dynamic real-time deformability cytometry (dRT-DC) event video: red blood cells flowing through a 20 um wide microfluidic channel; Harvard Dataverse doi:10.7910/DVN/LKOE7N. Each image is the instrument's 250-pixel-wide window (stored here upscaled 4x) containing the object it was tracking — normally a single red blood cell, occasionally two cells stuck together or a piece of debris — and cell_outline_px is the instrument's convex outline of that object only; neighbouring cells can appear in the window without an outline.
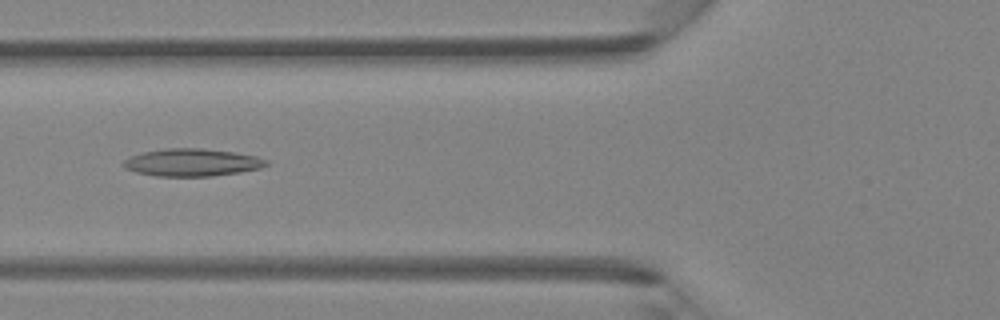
{"species": "Egyptian fruit bat (a non-hibernating species)", "species_latin": "Rousettus aegyptiacus", "temperature_condition": "room temperature", "stored_images_in_passage": 46, "camera_frame_rate_fps": 3000, "um_per_image_px": 0.085, "animal": {"sex": "female"}, "frame": {"image": 1, "passage_image": 18, "time_ms": 5.667, "image_size_px": [1000, 320], "cell_outline_px": [[268, 164], [260, 168], [240, 172], [212, 176], [156, 176], [136, 172], [124, 168], [120, 164], [124, 160], [132, 156], [144, 152], [164, 148], [200, 148], [232, 152], [256, 156], [268, 160]], "centroid_in_image_um": [16.3, 13.81], "position_along_channel_um": 109.5, "area_um2": 22.83}}
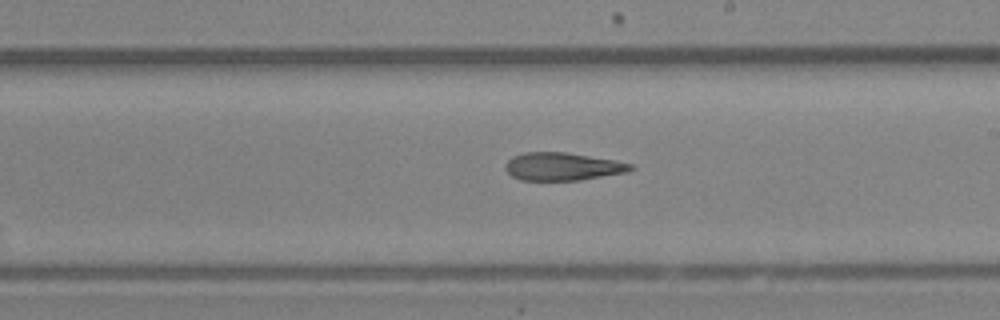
{"frame": {"image": 2, "passage_image": 27, "time_ms": 8.667, "image_size_px": [1000, 320], "cell_outline_px": [[636, 168], [628, 172], [580, 180], [520, 180], [512, 176], [504, 168], [504, 164], [512, 156], [524, 152], [564, 152], [612, 160], [632, 164]], "centroid_in_image_um": [47.79, 14.16], "position_along_channel_um": 241.2, "area_um2": 20.29}}
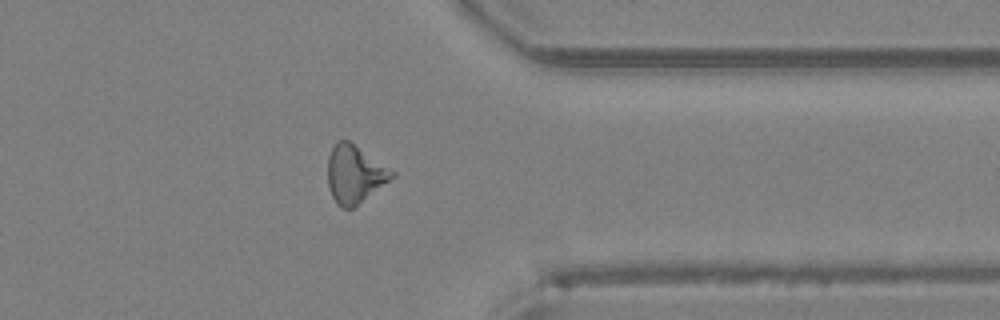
{"frame": {"image": 3, "passage_image": 37, "time_ms": 12.0, "image_size_px": [1000, 320], "cell_outline_px": [[396, 176], [352, 208], [344, 208], [336, 204], [332, 196], [328, 184], [328, 156], [336, 140], [348, 140], [396, 172]], "centroid_in_image_um": [30.14, 14.79], "position_along_channel_um": 381.3, "area_um2": 21.44}}